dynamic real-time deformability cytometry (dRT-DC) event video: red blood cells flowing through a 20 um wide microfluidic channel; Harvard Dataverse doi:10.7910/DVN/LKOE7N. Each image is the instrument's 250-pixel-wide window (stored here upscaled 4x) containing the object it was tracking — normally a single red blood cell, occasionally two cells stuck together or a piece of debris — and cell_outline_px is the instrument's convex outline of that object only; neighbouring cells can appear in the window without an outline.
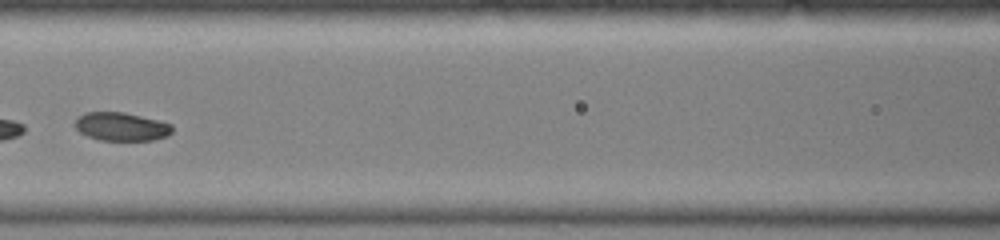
{"species": "common noctule bat (a hibernating species)", "species_latin": "Nyctalus noctula", "temperature_condition": "warm", "stored_images_in_passage": 20, "camera_frame_rate_fps": 3000, "um_per_image_px": 0.085, "animal": {"sex": "female", "body_mass_g": 19.0, "forearm_length_mm": 51.5}, "frame": {"image": 1, "passage_image": 16, "time_ms": 5.0, "image_size_px": [1000, 240], "cell_outline_px": [[172, 132], [168, 136], [152, 140], [100, 140], [88, 136], [80, 132], [72, 124], [76, 116], [84, 112], [124, 112], [172, 124]], "centroid_in_image_um": [10.26, 10.75], "position_along_channel_um": 156.3, "area_um2": 16.18}}
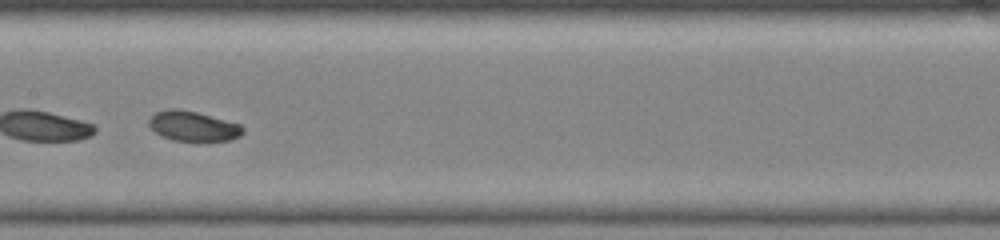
{"frame": {"image": 2, "passage_image": 18, "time_ms": 5.667, "image_size_px": [1000, 240], "cell_outline_px": [[244, 132], [240, 136], [228, 140], [172, 140], [160, 136], [148, 124], [148, 120], [156, 112], [168, 108], [176, 108], [196, 112], [240, 124], [244, 128]], "centroid_in_image_um": [16.39, 10.71], "position_along_channel_um": 191.0, "area_um2": 16.18}}